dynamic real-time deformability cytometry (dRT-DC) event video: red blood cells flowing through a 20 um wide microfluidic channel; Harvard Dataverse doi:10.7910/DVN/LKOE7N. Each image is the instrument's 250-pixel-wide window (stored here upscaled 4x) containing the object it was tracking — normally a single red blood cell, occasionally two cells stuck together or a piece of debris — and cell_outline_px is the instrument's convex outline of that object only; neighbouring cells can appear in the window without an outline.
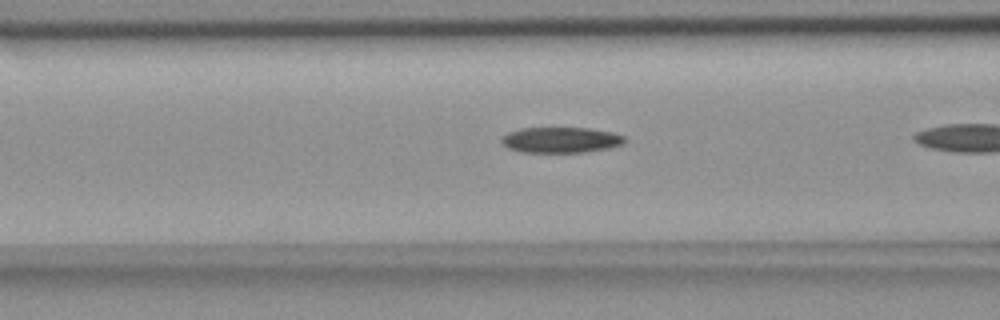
{"species": "common noctule bat (a hibernating species)", "species_latin": "Nyctalus noctula", "temperature_condition": "room temperature", "stored_images_in_passage": 11, "camera_frame_rate_fps": 3000, "um_per_image_px": 0.085, "animal": {"sex": "female", "body_mass_g": 18.4}, "frame": {"image": 1, "passage_image": 7, "time_ms": 2.0, "image_size_px": [1000, 320], "cell_outline_px": [[628, 140], [620, 144], [608, 148], [584, 152], [520, 152], [508, 148], [500, 140], [508, 132], [520, 128], [588, 128], [612, 132], [624, 136]], "centroid_in_image_um": [47.66, 11.89], "position_along_channel_um": 118.9, "area_um2": 18.32}}
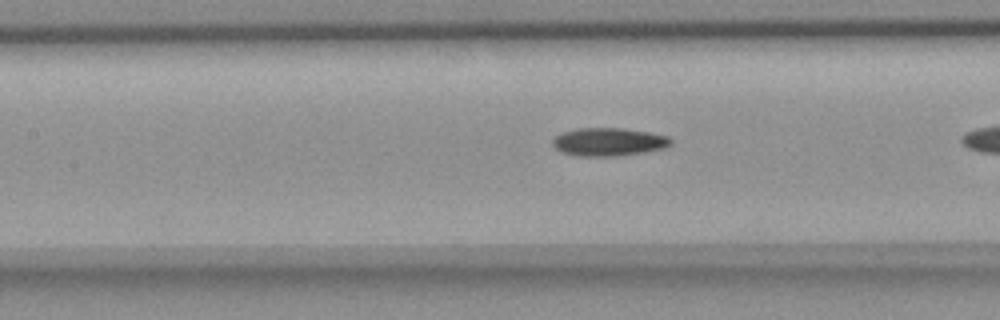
{"frame": {"image": 2, "passage_image": 10, "time_ms": 3.0, "image_size_px": [1000, 320], "cell_outline_px": [[672, 144], [664, 148], [644, 152], [616, 156], [576, 156], [564, 152], [556, 148], [552, 144], [552, 140], [560, 132], [576, 128], [624, 128], [652, 132], [668, 136], [672, 140]], "centroid_in_image_um": [51.75, 12.05], "position_along_channel_um": 155.7, "area_um2": 19.54}}